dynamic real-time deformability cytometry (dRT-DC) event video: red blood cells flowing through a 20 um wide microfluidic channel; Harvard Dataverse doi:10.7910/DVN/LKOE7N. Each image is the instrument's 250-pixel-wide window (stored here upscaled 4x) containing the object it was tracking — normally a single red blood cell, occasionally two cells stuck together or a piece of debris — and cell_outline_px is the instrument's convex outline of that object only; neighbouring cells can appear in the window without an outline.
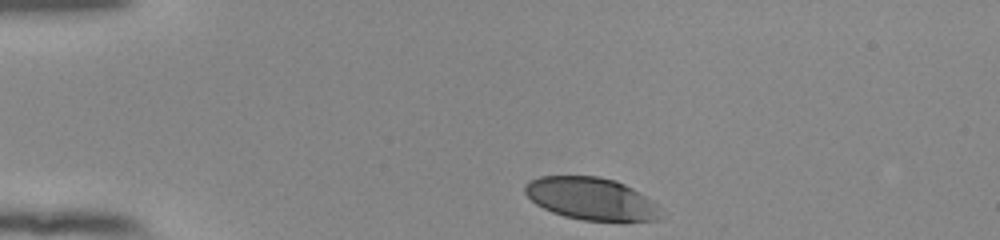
{"species": "human", "species_latin": "Homo sapiens", "temperature_condition": "room temperature", "stored_images_in_passage": 35, "camera_frame_rate_fps": 3000, "um_per_image_px": 0.085, "donor": {"sex": "female"}, "frame": {"image": 1, "passage_image": 1, "time_ms": 0.0, "image_size_px": [1000, 240], "cell_outline_px": [[660, 220], [624, 224], [580, 220], [564, 216], [552, 212], [536, 204], [524, 192], [524, 184], [528, 180], [540, 176], [600, 176], [616, 180], [632, 188], [652, 200], [656, 204]], "centroid_in_image_um": [50.28, 16.93], "position_along_channel_um": 34.7, "area_um2": 34.45}}
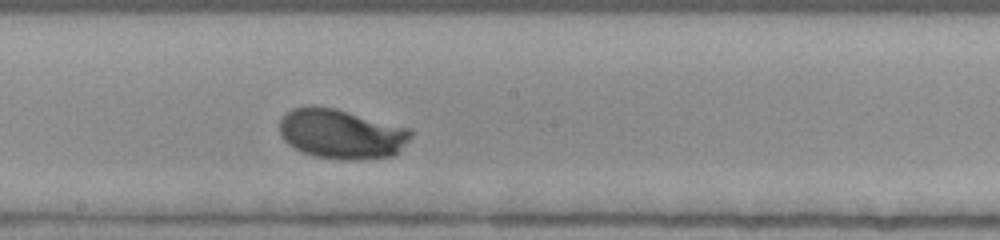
{"frame": {"image": 2, "passage_image": 20, "time_ms": 6.333, "image_size_px": [1000, 240], "cell_outline_px": [[412, 136], [392, 156], [364, 160], [340, 160], [316, 156], [300, 152], [288, 144], [280, 136], [280, 120], [292, 108], [312, 104], [336, 108], [412, 128]], "centroid_in_image_um": [29.01, 11.37], "position_along_channel_um": 219.2, "area_um2": 38.55}}
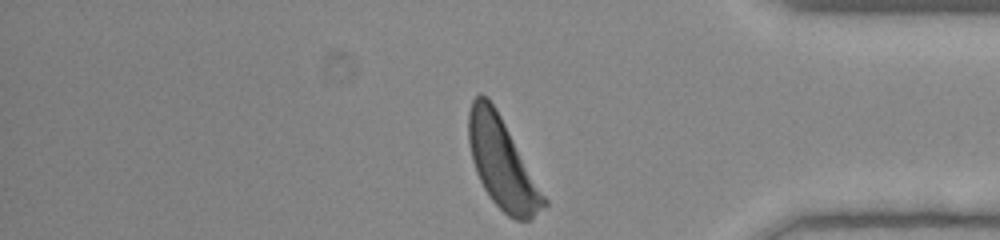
{"frame": {"image": 3, "passage_image": 35, "time_ms": 11.333, "image_size_px": [1000, 240], "cell_outline_px": [[548, 204], [528, 220], [516, 220], [508, 216], [492, 200], [484, 188], [476, 172], [472, 160], [468, 140], [468, 112], [472, 100], [480, 92], [488, 96], [496, 108], [548, 200]], "centroid_in_image_um": [42.66, 13.84], "position_along_channel_um": 392.5, "area_um2": 39.3}, "authors_computed_cell_mechanics": {"area_um2": 36.992, "velocity_mm_per_s": 3.8301, "shape_relaxation_time_tau1_ms": 3.0018, "shape_relaxation_time_tau2_ms": null, "deformation_change_tau1": 0.1866, "deformation_change_tau2": null}}